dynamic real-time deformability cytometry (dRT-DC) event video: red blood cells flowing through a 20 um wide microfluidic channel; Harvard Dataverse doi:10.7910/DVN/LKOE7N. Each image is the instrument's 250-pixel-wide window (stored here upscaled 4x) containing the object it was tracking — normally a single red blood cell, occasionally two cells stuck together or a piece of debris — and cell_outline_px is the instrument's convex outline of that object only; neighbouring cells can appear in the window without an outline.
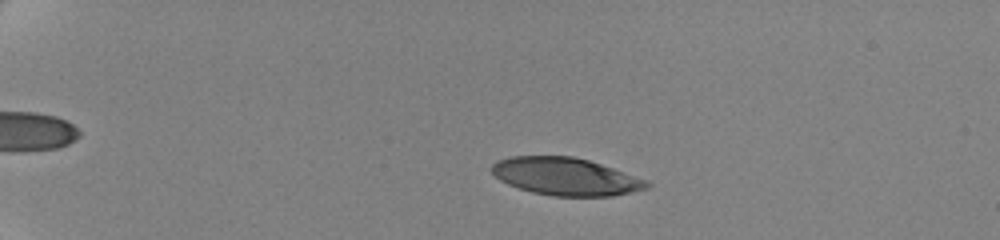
{"species": "human", "species_latin": "Homo sapiens", "temperature_condition": "cold", "stored_images_in_passage": 28, "camera_frame_rate_fps": 3000, "um_per_image_px": 0.085, "donor": {"sex": "female"}, "frame": {"image": 1, "passage_image": 12, "time_ms": 4.667, "image_size_px": [1000, 240], "cell_outline_px": [[652, 184], [648, 188], [612, 196], [552, 196], [532, 192], [508, 184], [500, 180], [492, 172], [492, 164], [496, 160], [508, 156], [572, 156], [588, 160], [648, 180]], "centroid_in_image_um": [48.07, 15.0], "position_along_channel_um": 36.9, "area_um2": 33.87}}
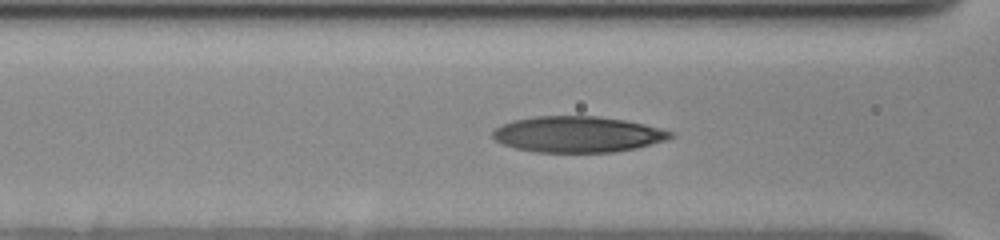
{"frame": {"image": 2, "passage_image": 23, "time_ms": 9.333, "image_size_px": [1000, 240], "cell_outline_px": [[676, 136], [664, 140], [636, 148], [612, 152], [536, 152], [516, 148], [504, 144], [496, 140], [492, 136], [492, 132], [496, 128], [512, 120], [536, 116], [596, 116], [624, 120], [644, 124], [660, 128], [672, 132]], "centroid_in_image_um": [49.09, 11.41], "position_along_channel_um": 117.5, "area_um2": 37.05}}
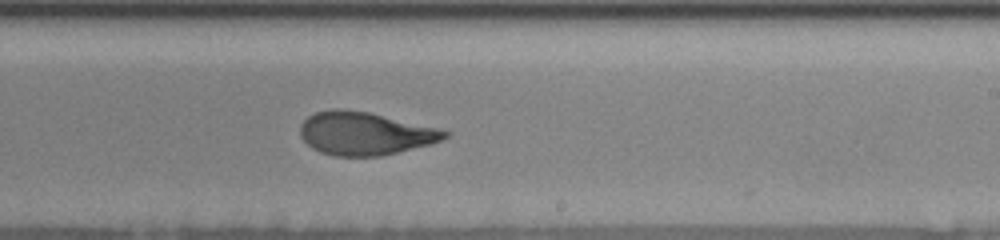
{"frame": {"image": 3, "passage_image": 28, "time_ms": 13.333, "image_size_px": [1000, 240], "cell_outline_px": [[452, 132], [448, 136], [432, 144], [380, 156], [336, 156], [320, 152], [312, 148], [300, 136], [300, 124], [308, 116], [316, 112], [332, 108], [340, 108], [368, 112]], "centroid_in_image_um": [30.98, 11.35], "position_along_channel_um": 258.0, "area_um2": 36.01}}